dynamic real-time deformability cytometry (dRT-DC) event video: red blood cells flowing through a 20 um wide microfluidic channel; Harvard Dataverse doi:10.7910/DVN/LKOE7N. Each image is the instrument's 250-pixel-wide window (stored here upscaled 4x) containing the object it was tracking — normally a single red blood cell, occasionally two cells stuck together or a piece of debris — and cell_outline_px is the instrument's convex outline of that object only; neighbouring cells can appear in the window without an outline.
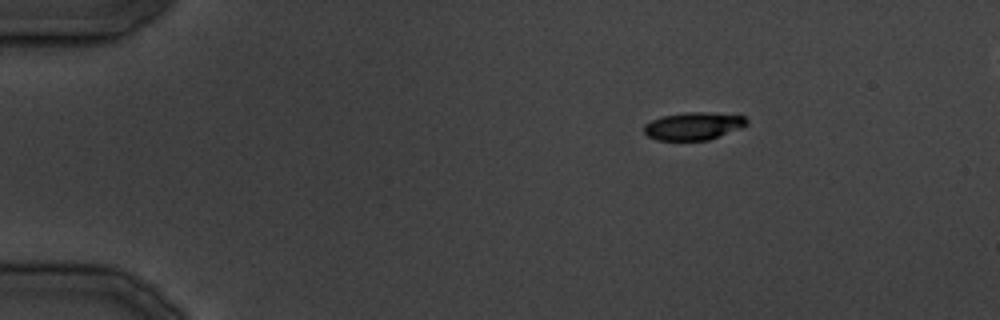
{"species": "common noctule bat (a hibernating species)", "species_latin": "Nyctalus noctula", "temperature_condition": "cold", "stored_images_in_passage": 22, "camera_frame_rate_fps": 3000, "um_per_image_px": 0.085, "animal": {"sex": "male", "body_mass_g": 19.5, "forearm_length_mm": 54.6}, "frame": {"image": 1, "passage_image": 1, "time_ms": 0.0, "image_size_px": [1000, 320], "cell_outline_px": [[748, 124], [740, 128], [708, 140], [656, 140], [648, 136], [644, 132], [644, 124], [652, 120], [664, 116], [688, 112], [708, 112], [744, 116], [748, 120]], "centroid_in_image_um": [58.94, 10.71], "position_along_channel_um": 26.1, "area_um2": 16.42}}
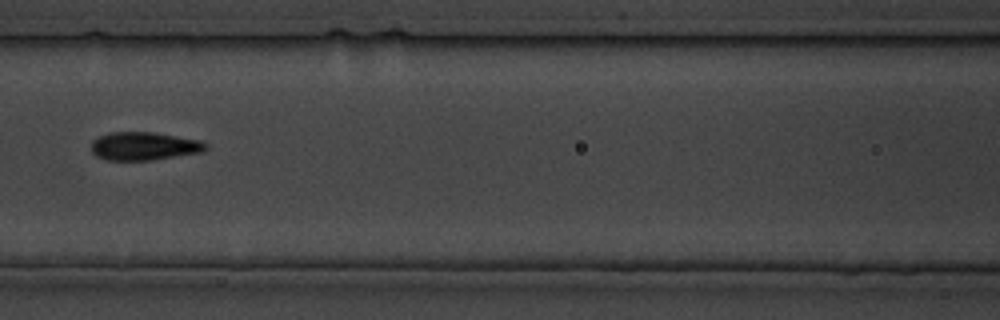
{"frame": {"image": 2, "passage_image": 12, "time_ms": 13.333, "image_size_px": [1000, 320], "cell_outline_px": [[208, 148], [204, 152], [152, 160], [104, 160], [96, 156], [92, 152], [92, 140], [108, 132], [156, 132], [200, 140], [208, 144]], "centroid_in_image_um": [12.27, 12.42], "position_along_channel_um": 154.3, "area_um2": 19.07}}
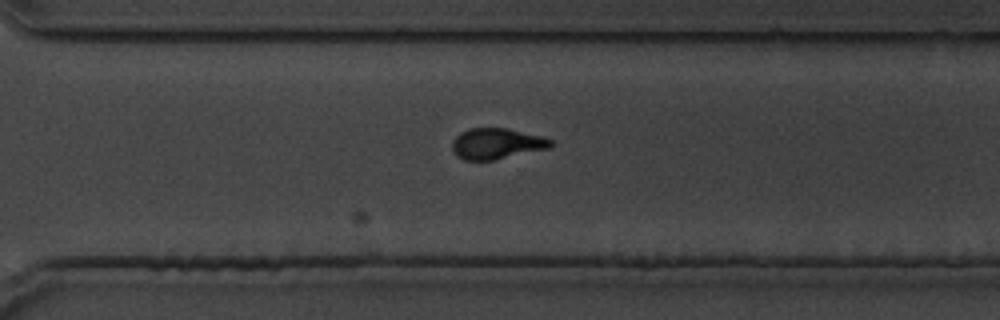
{"frame": {"image": 3, "passage_image": 21, "time_ms": 24.667, "image_size_px": [1000, 320], "cell_outline_px": [[556, 144], [552, 148], [492, 160], [464, 160], [456, 156], [452, 152], [452, 144], [456, 136], [460, 132], [468, 128], [508, 128], [544, 136], [552, 140]], "centroid_in_image_um": [42.26, 12.2], "position_along_channel_um": 328.3, "area_um2": 18.09}}